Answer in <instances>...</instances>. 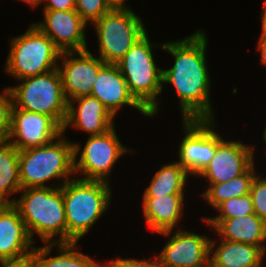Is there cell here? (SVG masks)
<instances>
[{"label":"cell","instance_id":"34","mask_svg":"<svg viewBox=\"0 0 266 267\" xmlns=\"http://www.w3.org/2000/svg\"><path fill=\"white\" fill-rule=\"evenodd\" d=\"M30 263L1 262V267H28Z\"/></svg>","mask_w":266,"mask_h":267},{"label":"cell","instance_id":"30","mask_svg":"<svg viewBox=\"0 0 266 267\" xmlns=\"http://www.w3.org/2000/svg\"><path fill=\"white\" fill-rule=\"evenodd\" d=\"M106 267H163L159 256L155 257L152 261L150 259H112L104 264Z\"/></svg>","mask_w":266,"mask_h":267},{"label":"cell","instance_id":"21","mask_svg":"<svg viewBox=\"0 0 266 267\" xmlns=\"http://www.w3.org/2000/svg\"><path fill=\"white\" fill-rule=\"evenodd\" d=\"M216 243L210 241V267H262L265 251L260 246L222 239L216 248Z\"/></svg>","mask_w":266,"mask_h":267},{"label":"cell","instance_id":"23","mask_svg":"<svg viewBox=\"0 0 266 267\" xmlns=\"http://www.w3.org/2000/svg\"><path fill=\"white\" fill-rule=\"evenodd\" d=\"M19 179V150L10 142H0V204H13L9 197L21 190Z\"/></svg>","mask_w":266,"mask_h":267},{"label":"cell","instance_id":"8","mask_svg":"<svg viewBox=\"0 0 266 267\" xmlns=\"http://www.w3.org/2000/svg\"><path fill=\"white\" fill-rule=\"evenodd\" d=\"M95 26L99 58L104 63L117 64L146 33L142 19L129 6H114Z\"/></svg>","mask_w":266,"mask_h":267},{"label":"cell","instance_id":"3","mask_svg":"<svg viewBox=\"0 0 266 267\" xmlns=\"http://www.w3.org/2000/svg\"><path fill=\"white\" fill-rule=\"evenodd\" d=\"M105 181L70 179L62 185L67 243L79 242L107 211L111 187Z\"/></svg>","mask_w":266,"mask_h":267},{"label":"cell","instance_id":"24","mask_svg":"<svg viewBox=\"0 0 266 267\" xmlns=\"http://www.w3.org/2000/svg\"><path fill=\"white\" fill-rule=\"evenodd\" d=\"M189 173L177 161L162 165L146 188L143 197L184 194Z\"/></svg>","mask_w":266,"mask_h":267},{"label":"cell","instance_id":"29","mask_svg":"<svg viewBox=\"0 0 266 267\" xmlns=\"http://www.w3.org/2000/svg\"><path fill=\"white\" fill-rule=\"evenodd\" d=\"M13 100L10 87L4 89L0 94V142L8 140V134L11 126V113Z\"/></svg>","mask_w":266,"mask_h":267},{"label":"cell","instance_id":"17","mask_svg":"<svg viewBox=\"0 0 266 267\" xmlns=\"http://www.w3.org/2000/svg\"><path fill=\"white\" fill-rule=\"evenodd\" d=\"M91 96L97 98L114 117L125 105L150 117L149 113L130 94L126 80L116 64L105 63L100 68Z\"/></svg>","mask_w":266,"mask_h":267},{"label":"cell","instance_id":"36","mask_svg":"<svg viewBox=\"0 0 266 267\" xmlns=\"http://www.w3.org/2000/svg\"><path fill=\"white\" fill-rule=\"evenodd\" d=\"M113 6H128L125 2L127 0H109ZM126 4V5H125Z\"/></svg>","mask_w":266,"mask_h":267},{"label":"cell","instance_id":"10","mask_svg":"<svg viewBox=\"0 0 266 267\" xmlns=\"http://www.w3.org/2000/svg\"><path fill=\"white\" fill-rule=\"evenodd\" d=\"M214 120H183L184 138L179 144L177 160L189 175H198L210 163L217 148Z\"/></svg>","mask_w":266,"mask_h":267},{"label":"cell","instance_id":"2","mask_svg":"<svg viewBox=\"0 0 266 267\" xmlns=\"http://www.w3.org/2000/svg\"><path fill=\"white\" fill-rule=\"evenodd\" d=\"M62 185L58 183L54 187L21 189V197L13 203L33 242L34 234L37 233L44 244L67 243ZM55 236H59L58 240Z\"/></svg>","mask_w":266,"mask_h":267},{"label":"cell","instance_id":"6","mask_svg":"<svg viewBox=\"0 0 266 267\" xmlns=\"http://www.w3.org/2000/svg\"><path fill=\"white\" fill-rule=\"evenodd\" d=\"M18 81L21 83L10 87L13 107L50 116L62 128L67 117L68 101L58 68Z\"/></svg>","mask_w":266,"mask_h":267},{"label":"cell","instance_id":"22","mask_svg":"<svg viewBox=\"0 0 266 267\" xmlns=\"http://www.w3.org/2000/svg\"><path fill=\"white\" fill-rule=\"evenodd\" d=\"M58 247V256L48 257L52 248ZM77 242L45 243L35 247L32 252L30 265L32 267H101L103 263L94 261L92 257L77 251Z\"/></svg>","mask_w":266,"mask_h":267},{"label":"cell","instance_id":"37","mask_svg":"<svg viewBox=\"0 0 266 267\" xmlns=\"http://www.w3.org/2000/svg\"><path fill=\"white\" fill-rule=\"evenodd\" d=\"M263 140H264V142L266 144V126H265V129L263 131Z\"/></svg>","mask_w":266,"mask_h":267},{"label":"cell","instance_id":"4","mask_svg":"<svg viewBox=\"0 0 266 267\" xmlns=\"http://www.w3.org/2000/svg\"><path fill=\"white\" fill-rule=\"evenodd\" d=\"M64 133L49 144L19 150L21 188L51 187L45 182L58 179L64 185L74 175V144Z\"/></svg>","mask_w":266,"mask_h":267},{"label":"cell","instance_id":"16","mask_svg":"<svg viewBox=\"0 0 266 267\" xmlns=\"http://www.w3.org/2000/svg\"><path fill=\"white\" fill-rule=\"evenodd\" d=\"M13 204H0V263H30L34 247Z\"/></svg>","mask_w":266,"mask_h":267},{"label":"cell","instance_id":"33","mask_svg":"<svg viewBox=\"0 0 266 267\" xmlns=\"http://www.w3.org/2000/svg\"><path fill=\"white\" fill-rule=\"evenodd\" d=\"M262 18V28H261V35L260 36H266V0H264L263 4V12L261 14Z\"/></svg>","mask_w":266,"mask_h":267},{"label":"cell","instance_id":"32","mask_svg":"<svg viewBox=\"0 0 266 267\" xmlns=\"http://www.w3.org/2000/svg\"><path fill=\"white\" fill-rule=\"evenodd\" d=\"M257 46L260 50V62L266 66V36H260Z\"/></svg>","mask_w":266,"mask_h":267},{"label":"cell","instance_id":"20","mask_svg":"<svg viewBox=\"0 0 266 267\" xmlns=\"http://www.w3.org/2000/svg\"><path fill=\"white\" fill-rule=\"evenodd\" d=\"M184 194L143 197V213L151 230L160 233L172 230L182 219Z\"/></svg>","mask_w":266,"mask_h":267},{"label":"cell","instance_id":"31","mask_svg":"<svg viewBox=\"0 0 266 267\" xmlns=\"http://www.w3.org/2000/svg\"><path fill=\"white\" fill-rule=\"evenodd\" d=\"M43 10H75V0H45Z\"/></svg>","mask_w":266,"mask_h":267},{"label":"cell","instance_id":"15","mask_svg":"<svg viewBox=\"0 0 266 267\" xmlns=\"http://www.w3.org/2000/svg\"><path fill=\"white\" fill-rule=\"evenodd\" d=\"M43 22L33 23L46 34L61 52L88 50L87 23L75 10H44Z\"/></svg>","mask_w":266,"mask_h":267},{"label":"cell","instance_id":"11","mask_svg":"<svg viewBox=\"0 0 266 267\" xmlns=\"http://www.w3.org/2000/svg\"><path fill=\"white\" fill-rule=\"evenodd\" d=\"M158 234L171 236L158 255L163 267H210V238L180 228Z\"/></svg>","mask_w":266,"mask_h":267},{"label":"cell","instance_id":"25","mask_svg":"<svg viewBox=\"0 0 266 267\" xmlns=\"http://www.w3.org/2000/svg\"><path fill=\"white\" fill-rule=\"evenodd\" d=\"M255 163L242 175L233 178L227 182L212 183L207 190L202 193L213 208H216L220 203L231 198L250 194V188L253 179L256 176Z\"/></svg>","mask_w":266,"mask_h":267},{"label":"cell","instance_id":"5","mask_svg":"<svg viewBox=\"0 0 266 267\" xmlns=\"http://www.w3.org/2000/svg\"><path fill=\"white\" fill-rule=\"evenodd\" d=\"M148 32L136 42L125 56L116 64L126 80L128 90L135 100L155 116L158 109V95L162 93L163 69L158 68Z\"/></svg>","mask_w":266,"mask_h":267},{"label":"cell","instance_id":"35","mask_svg":"<svg viewBox=\"0 0 266 267\" xmlns=\"http://www.w3.org/2000/svg\"><path fill=\"white\" fill-rule=\"evenodd\" d=\"M22 1L25 3H28L32 7H37L39 4H41L45 0H22Z\"/></svg>","mask_w":266,"mask_h":267},{"label":"cell","instance_id":"14","mask_svg":"<svg viewBox=\"0 0 266 267\" xmlns=\"http://www.w3.org/2000/svg\"><path fill=\"white\" fill-rule=\"evenodd\" d=\"M62 134V128L41 113L12 108L8 142L18 150L49 144Z\"/></svg>","mask_w":266,"mask_h":267},{"label":"cell","instance_id":"9","mask_svg":"<svg viewBox=\"0 0 266 267\" xmlns=\"http://www.w3.org/2000/svg\"><path fill=\"white\" fill-rule=\"evenodd\" d=\"M116 134L115 127H113L105 134L89 136L83 149L77 142L73 143L74 174H83L81 179L109 183L110 172L119 158L126 152H134L123 146ZM78 153H80V159Z\"/></svg>","mask_w":266,"mask_h":267},{"label":"cell","instance_id":"1","mask_svg":"<svg viewBox=\"0 0 266 267\" xmlns=\"http://www.w3.org/2000/svg\"><path fill=\"white\" fill-rule=\"evenodd\" d=\"M207 36L201 30L159 46L174 57V65L163 69L162 83L172 85L179 98L183 120H214L206 48Z\"/></svg>","mask_w":266,"mask_h":267},{"label":"cell","instance_id":"27","mask_svg":"<svg viewBox=\"0 0 266 267\" xmlns=\"http://www.w3.org/2000/svg\"><path fill=\"white\" fill-rule=\"evenodd\" d=\"M75 11L88 23L95 22L104 14L109 12L114 6L109 0H75Z\"/></svg>","mask_w":266,"mask_h":267},{"label":"cell","instance_id":"12","mask_svg":"<svg viewBox=\"0 0 266 267\" xmlns=\"http://www.w3.org/2000/svg\"><path fill=\"white\" fill-rule=\"evenodd\" d=\"M254 145L226 141L217 134V148L210 163L198 175L212 183L227 182L244 174L254 164Z\"/></svg>","mask_w":266,"mask_h":267},{"label":"cell","instance_id":"26","mask_svg":"<svg viewBox=\"0 0 266 267\" xmlns=\"http://www.w3.org/2000/svg\"><path fill=\"white\" fill-rule=\"evenodd\" d=\"M219 215L215 217H204V219H230L254 214V206L250 194L231 198L220 203L215 208Z\"/></svg>","mask_w":266,"mask_h":267},{"label":"cell","instance_id":"18","mask_svg":"<svg viewBox=\"0 0 266 267\" xmlns=\"http://www.w3.org/2000/svg\"><path fill=\"white\" fill-rule=\"evenodd\" d=\"M74 103H78L76 106ZM115 117L95 97L81 96L68 101L67 117L62 127V133L68 127L87 132L89 136L102 135L114 127Z\"/></svg>","mask_w":266,"mask_h":267},{"label":"cell","instance_id":"19","mask_svg":"<svg viewBox=\"0 0 266 267\" xmlns=\"http://www.w3.org/2000/svg\"><path fill=\"white\" fill-rule=\"evenodd\" d=\"M223 240L260 246L265 252L266 222L255 213L230 219H204Z\"/></svg>","mask_w":266,"mask_h":267},{"label":"cell","instance_id":"7","mask_svg":"<svg viewBox=\"0 0 266 267\" xmlns=\"http://www.w3.org/2000/svg\"><path fill=\"white\" fill-rule=\"evenodd\" d=\"M5 72L17 80L45 74L58 67L61 51L33 23L25 34L13 37Z\"/></svg>","mask_w":266,"mask_h":267},{"label":"cell","instance_id":"13","mask_svg":"<svg viewBox=\"0 0 266 267\" xmlns=\"http://www.w3.org/2000/svg\"><path fill=\"white\" fill-rule=\"evenodd\" d=\"M60 59L62 64H58L57 68L67 101L91 95L98 72L105 63L99 57H94L89 50L61 52L59 61Z\"/></svg>","mask_w":266,"mask_h":267},{"label":"cell","instance_id":"28","mask_svg":"<svg viewBox=\"0 0 266 267\" xmlns=\"http://www.w3.org/2000/svg\"><path fill=\"white\" fill-rule=\"evenodd\" d=\"M255 214L266 222V177L256 175L250 188Z\"/></svg>","mask_w":266,"mask_h":267}]
</instances>
